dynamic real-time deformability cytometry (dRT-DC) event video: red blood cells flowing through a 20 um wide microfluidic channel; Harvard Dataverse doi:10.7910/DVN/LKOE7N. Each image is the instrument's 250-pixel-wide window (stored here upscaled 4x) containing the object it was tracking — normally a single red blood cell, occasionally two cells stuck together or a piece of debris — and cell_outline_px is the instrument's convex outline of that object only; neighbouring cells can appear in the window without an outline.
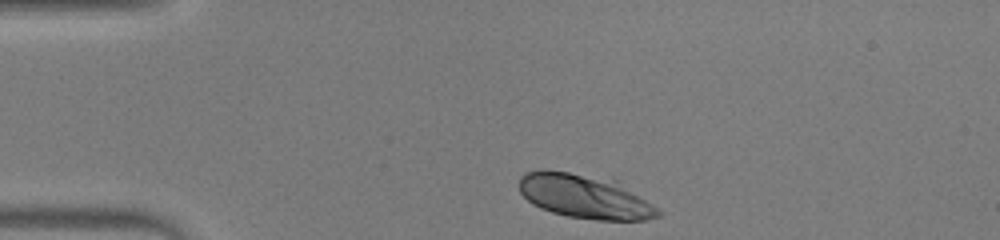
{"species": "human", "species_latin": "Homo sapiens", "temperature_condition": "warm", "stored_images_in_passage": 35, "camera_frame_rate_fps": 3000, "um_per_image_px": 0.085, "donor": {"sex": "male"}, "frame": {"image": 1, "passage_image": 1, "time_ms": 0.0, "image_size_px": [1000, 240], "cell_outline_px": [[664, 212], [660, 216], [644, 220], [596, 220], [568, 216], [552, 212], [540, 208], [532, 204], [520, 192], [516, 184], [520, 176], [524, 172], [544, 168], [612, 176]], "centroid_in_image_um": [49.69, 16.64], "position_along_channel_um": 35.3, "area_um2": 37.05}}
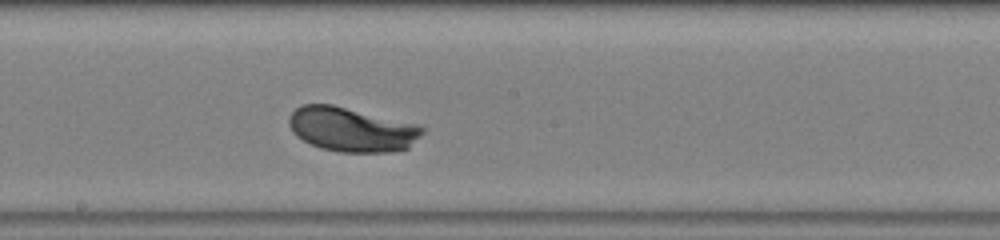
{"frame": {"image": 2, "passage_image": 19, "time_ms": 6.0, "image_size_px": [1000, 240], "cell_outline_px": [[424, 132], [408, 148], [388, 152], [340, 152], [320, 148], [296, 136], [288, 124], [288, 116], [300, 104], [332, 104], [420, 124], [424, 128]], "centroid_in_image_um": [29.89, 10.99], "position_along_channel_um": 218.3, "area_um2": 34.68}}
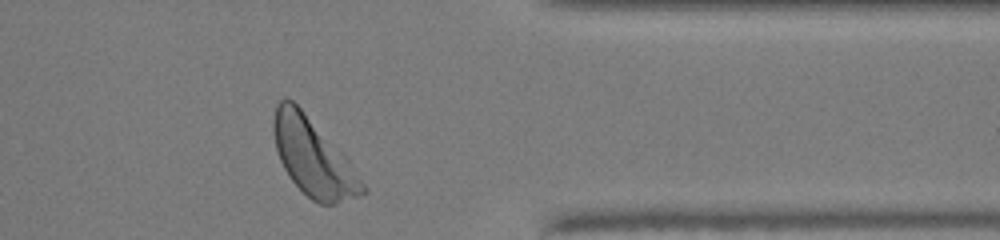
{"frame": {"image": 3, "passage_image": 33, "time_ms": 10.667, "image_size_px": [1000, 240], "cell_outline_px": [[368, 192], [360, 196], [336, 204], [320, 204], [312, 200], [288, 176], [280, 160], [276, 148], [272, 128], [272, 120], [276, 104], [284, 96], [292, 100], [300, 108], [348, 160], [368, 188]], "centroid_in_image_um": [26.61, 13.39], "position_along_channel_um": 384.8, "area_um2": 39.59}, "authors_computed_cell_mechanics": {"area_um2": 34.9112, "velocity_mm_per_s": 3.8376, "shape_relaxation_time_tau1_ms": 1.6266, "shape_relaxation_time_tau2_ms": null, "deformation_change_tau1": 0.1374, "deformation_change_tau2": null}}